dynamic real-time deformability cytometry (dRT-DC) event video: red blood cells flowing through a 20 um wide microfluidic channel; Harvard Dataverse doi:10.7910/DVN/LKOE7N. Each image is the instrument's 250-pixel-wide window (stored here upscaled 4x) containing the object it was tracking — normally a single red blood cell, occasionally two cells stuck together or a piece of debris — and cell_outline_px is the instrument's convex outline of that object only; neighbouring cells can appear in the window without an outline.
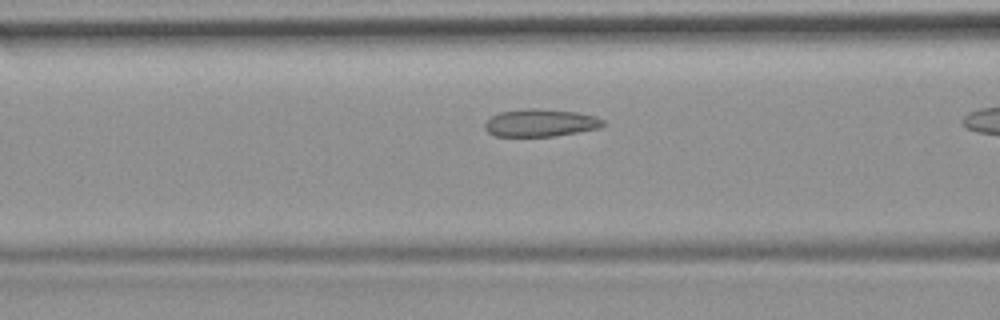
{"species": "common noctule bat (a hibernating species)", "species_latin": "Nyctalus noctula", "temperature_condition": "room temperature", "stored_images_in_passage": 18, "camera_frame_rate_fps": 3000, "um_per_image_px": 0.085, "animal": {"sex": "female", "body_mass_g": 19.9}, "frame": {"image": 1, "passage_image": 13, "time_ms": 4.0, "image_size_px": [1000, 320], "cell_outline_px": [[608, 124], [600, 128], [556, 136], [496, 136], [488, 132], [484, 128], [484, 124], [492, 116], [500, 112], [524, 108], [536, 108], [576, 112], [596, 116], [604, 120]], "centroid_in_image_um": [45.98, 10.44], "position_along_channel_um": 120.6, "area_um2": 19.13}}
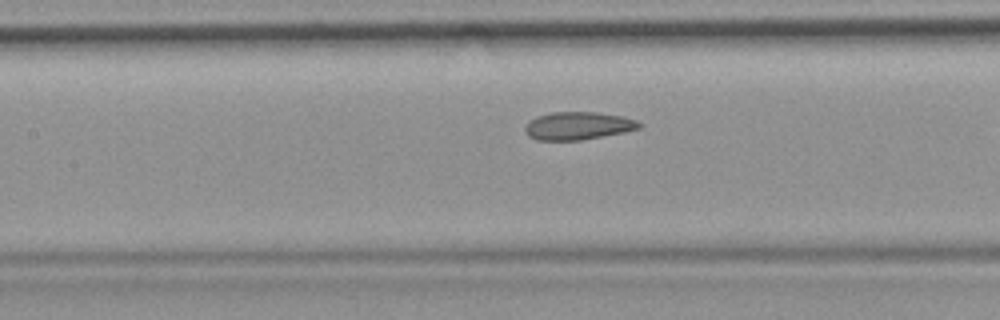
{"frame": {"image": 2, "passage_image": 16, "time_ms": 5.0, "image_size_px": [1000, 320], "cell_outline_px": [[644, 124], [640, 128], [624, 132], [580, 140], [536, 140], [528, 136], [524, 132], [524, 128], [528, 120], [536, 116], [552, 112], [596, 112], [624, 116], [636, 120]], "centroid_in_image_um": [49.11, 10.68], "position_along_channel_um": 158.3, "area_um2": 18.73}}